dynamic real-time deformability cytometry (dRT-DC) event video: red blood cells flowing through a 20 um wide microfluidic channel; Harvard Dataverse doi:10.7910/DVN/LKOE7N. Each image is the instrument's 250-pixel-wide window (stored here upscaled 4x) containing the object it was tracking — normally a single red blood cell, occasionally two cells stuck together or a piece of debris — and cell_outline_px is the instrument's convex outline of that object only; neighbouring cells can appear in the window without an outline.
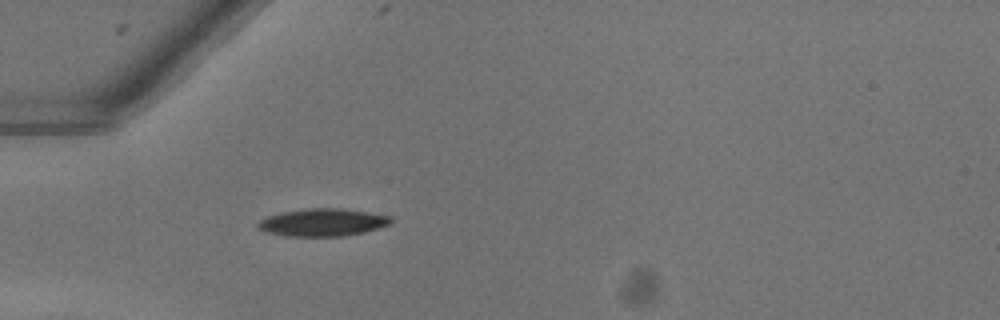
{"species": "common noctule bat (a hibernating species)", "species_latin": "Nyctalus noctula", "temperature_condition": "warm", "stored_images_in_passage": 36, "camera_frame_rate_fps": 3000, "um_per_image_px": 0.085, "animal": {"sex": "female"}, "frame": {"image": 1, "passage_image": 1, "time_ms": 0.0, "image_size_px": [1000, 320], "cell_outline_px": [[392, 224], [364, 232], [344, 236], [288, 236], [264, 232], [256, 228], [256, 224], [260, 220], [268, 216], [280, 212], [304, 208], [340, 208], [388, 216], [392, 220]], "centroid_in_image_um": [27.36, 18.91], "position_along_channel_um": 57.6, "area_um2": 21.39}}
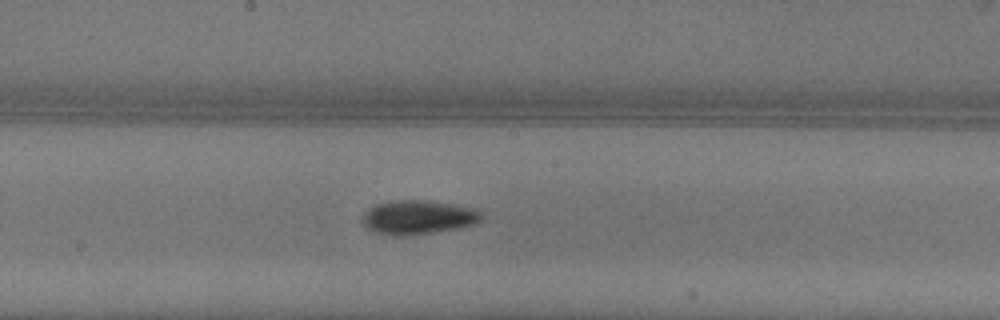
{"frame": {"image": 2, "passage_image": 13, "time_ms": 4.0, "image_size_px": [1000, 320], "cell_outline_px": [[480, 220], [476, 224], [456, 228], [408, 236], [392, 236], [372, 232], [364, 224], [364, 212], [368, 208], [376, 204], [392, 200], [428, 200], [456, 204], [476, 208], [480, 212]], "centroid_in_image_um": [35.52, 18.46], "position_along_channel_um": 212.7, "area_um2": 23.76}}
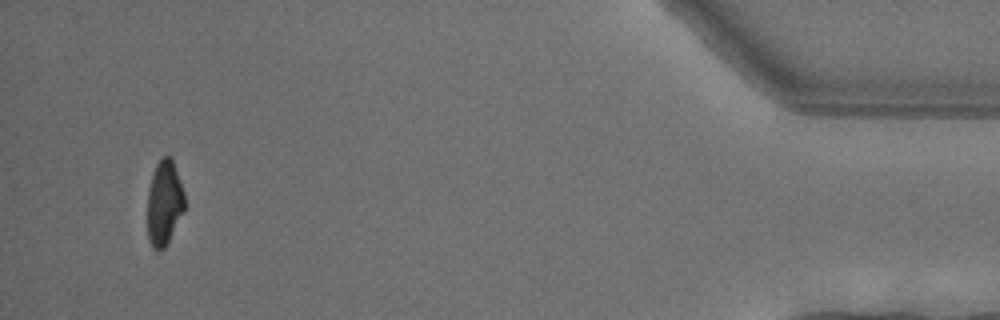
{"frame": {"image": 3, "passage_image": 34, "time_ms": 11.0, "image_size_px": [1000, 320], "cell_outline_px": [[184, 212], [164, 248], [160, 252], [152, 248], [148, 240], [148, 192], [152, 176], [156, 164], [164, 156], [172, 156], [184, 192]], "centroid_in_image_um": [13.97, 17.26], "position_along_channel_um": 421.2, "area_um2": 18.38}, "authors_computed_cell_mechanics": {"area_um2": 21.1259, "velocity_mm_per_s": 4.0617, "shape_relaxation_time_tau1_ms": 3.4032, "shape_relaxation_time_tau2_ms": 9.5395, "deformation_change_tau1": 0.1448, "deformation_change_tau2": 0.1465}}